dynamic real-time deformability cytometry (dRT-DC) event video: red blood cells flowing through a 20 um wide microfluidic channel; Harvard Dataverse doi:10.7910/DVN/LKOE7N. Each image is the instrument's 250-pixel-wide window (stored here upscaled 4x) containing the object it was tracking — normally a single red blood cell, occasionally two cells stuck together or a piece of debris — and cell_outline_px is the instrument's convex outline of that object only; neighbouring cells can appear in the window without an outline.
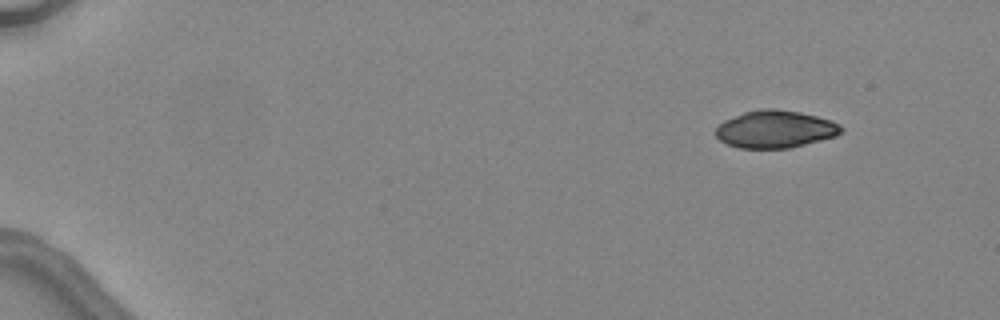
{"species": "common noctule bat (a hibernating species)", "species_latin": "Nyctalus noctula", "temperature_condition": "warm", "stored_images_in_passage": 4, "camera_frame_rate_fps": 3000, "um_per_image_px": 0.085, "animal": {"sex": "female", "body_mass_g": 24.6, "forearm_length_mm": 56.2}, "frame": {"image": 1, "passage_image": 1, "time_ms": 0.0, "image_size_px": [1000, 320], "cell_outline_px": [[844, 132], [836, 136], [788, 148], [740, 148], [728, 144], [720, 140], [716, 136], [716, 128], [724, 120], [744, 112], [760, 108], [776, 108], [800, 112], [832, 120], [840, 124], [844, 128]], "centroid_in_image_um": [65.92, 10.97], "position_along_channel_um": 19.1, "area_um2": 27.46}}
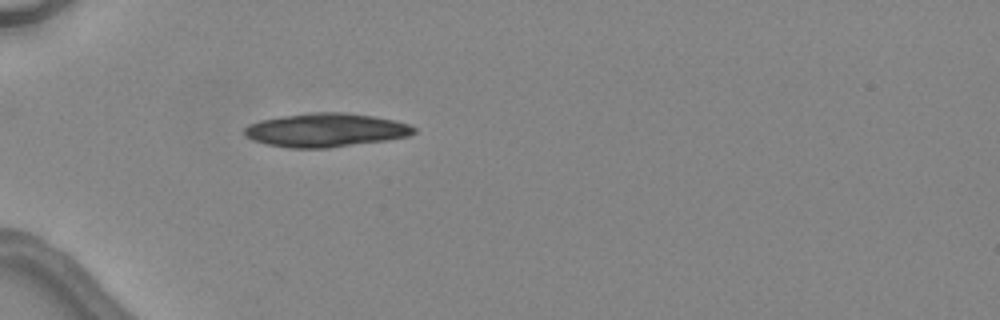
{"frame": {"image": 2, "passage_image": 4, "time_ms": 3.667, "image_size_px": [1000, 320], "cell_outline_px": [[416, 132], [408, 136], [388, 140], [328, 148], [288, 148], [268, 144], [252, 140], [244, 136], [244, 128], [248, 124], [260, 120], [280, 116], [308, 112], [344, 112], [372, 116], [392, 120], [408, 124], [416, 128]], "centroid_in_image_um": [27.65, 11.06], "position_along_channel_um": 57.3, "area_um2": 33.41}}